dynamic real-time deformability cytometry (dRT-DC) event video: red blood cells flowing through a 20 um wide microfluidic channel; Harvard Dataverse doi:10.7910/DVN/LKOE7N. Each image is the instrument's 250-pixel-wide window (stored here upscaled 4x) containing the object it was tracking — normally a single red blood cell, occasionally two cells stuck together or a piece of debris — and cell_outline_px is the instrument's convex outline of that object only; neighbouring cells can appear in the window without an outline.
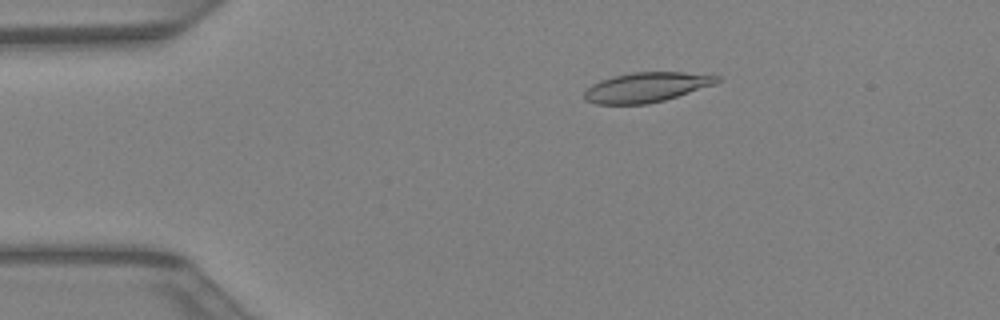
{"species": "Egyptian fruit bat (a non-hibernating species)", "species_latin": "Rousettus aegyptiacus", "temperature_condition": "warm", "stored_images_in_passage": 36, "camera_frame_rate_fps": 3000, "um_per_image_px": 0.085, "animal": {"sex": "female"}, "frame": {"image": 1, "passage_image": 2, "time_ms": 0.333, "image_size_px": [1000, 320], "cell_outline_px": [[720, 80], [716, 84], [664, 100], [648, 104], [596, 104], [584, 100], [584, 92], [592, 84], [600, 80], [612, 76], [632, 72], [684, 72], [720, 76]], "centroid_in_image_um": [54.93, 7.41], "position_along_channel_um": 30.1, "area_um2": 23.06}}
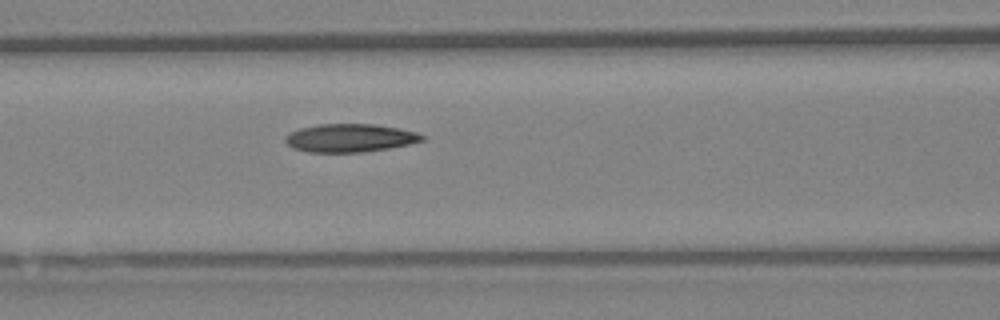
{"frame": {"image": 2, "passage_image": 12, "time_ms": 3.667, "image_size_px": [1000, 320], "cell_outline_px": [[424, 140], [408, 144], [388, 148], [364, 152], [308, 152], [292, 148], [284, 140], [284, 136], [300, 128], [320, 124], [372, 124], [400, 128], [416, 132], [424, 136]], "centroid_in_image_um": [29.73, 11.73], "position_along_channel_um": 136.9, "area_um2": 22.37}}
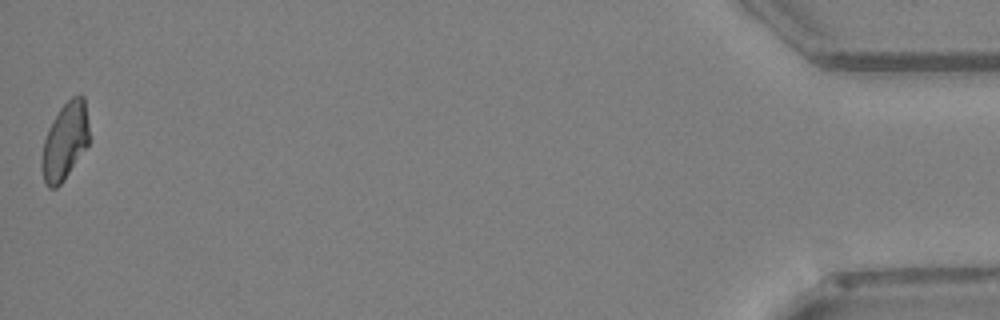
{"frame": {"image": 3, "passage_image": 36, "time_ms": 11.667, "image_size_px": [1000, 320], "cell_outline_px": [[88, 144], [64, 180], [56, 188], [48, 188], [44, 184], [40, 168], [40, 160], [44, 140], [48, 128], [52, 120], [60, 108], [72, 96], [80, 92], [84, 96], [88, 124]], "centroid_in_image_um": [5.48, 12.01], "position_along_channel_um": 429.7, "area_um2": 21.5}}